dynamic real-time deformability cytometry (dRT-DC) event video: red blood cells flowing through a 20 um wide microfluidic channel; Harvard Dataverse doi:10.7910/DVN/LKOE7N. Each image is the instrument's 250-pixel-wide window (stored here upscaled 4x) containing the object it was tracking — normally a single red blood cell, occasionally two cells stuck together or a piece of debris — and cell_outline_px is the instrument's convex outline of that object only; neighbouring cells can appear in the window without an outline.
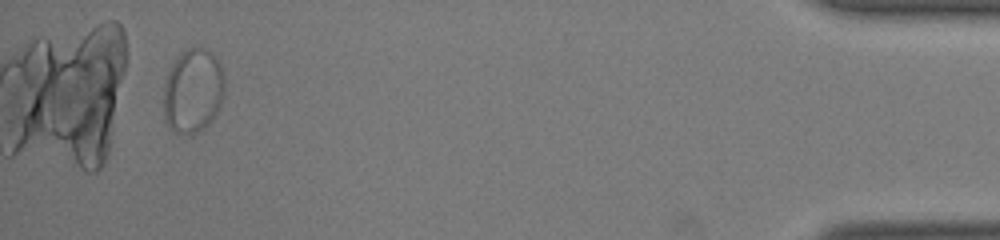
{"species": "common noctule bat (a hibernating species)", "species_latin": "Nyctalus noctula", "temperature_condition": "room temperature", "stored_images_in_passage": 35, "segment_of_instrument_passage": [2, 2], "camera_frame_rate_fps": 3000, "um_per_image_px": 0.085, "animal": {"sex": "male", "body_mass_g": 19.0, "forearm_length_mm": 50.8}, "frame": {"image": 1, "passage_image": 34, "time_ms": 11.0, "image_size_px": [1000, 240], "cell_outline_px": [[224, 92], [220, 104], [216, 112], [208, 124], [192, 136], [180, 136], [164, 120], [164, 84], [168, 72], [172, 64], [188, 48], [208, 48], [216, 56], [220, 64], [224, 76]], "centroid_in_image_um": [16.41, 7.74], "position_along_channel_um": 418.8, "area_um2": 30.0}}